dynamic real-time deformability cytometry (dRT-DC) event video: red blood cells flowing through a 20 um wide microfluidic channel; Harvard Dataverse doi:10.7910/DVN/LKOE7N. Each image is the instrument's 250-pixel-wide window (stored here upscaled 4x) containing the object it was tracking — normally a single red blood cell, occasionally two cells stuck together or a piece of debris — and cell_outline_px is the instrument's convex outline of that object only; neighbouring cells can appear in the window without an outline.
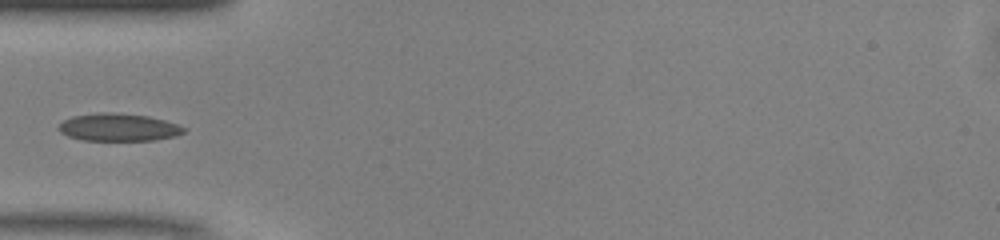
{"species": "common noctule bat (a hibernating species)", "species_latin": "Nyctalus noctula", "temperature_condition": "warm", "stored_images_in_passage": 35, "camera_frame_rate_fps": 3000, "um_per_image_px": 0.085, "animal": {"sex": "male", "body_mass_g": 13.0, "forearm_length_mm": 53.1}, "frame": {"image": 1, "passage_image": 1, "time_ms": 0.0, "image_size_px": [1000, 240], "cell_outline_px": [[188, 128], [184, 132], [176, 136], [156, 140], [80, 140], [68, 136], [60, 132], [56, 128], [64, 120], [72, 116], [96, 112], [112, 112], [148, 116], [164, 120]], "centroid_in_image_um": [10.06, 10.82], "position_along_channel_um": 74.9, "area_um2": 20.29}}
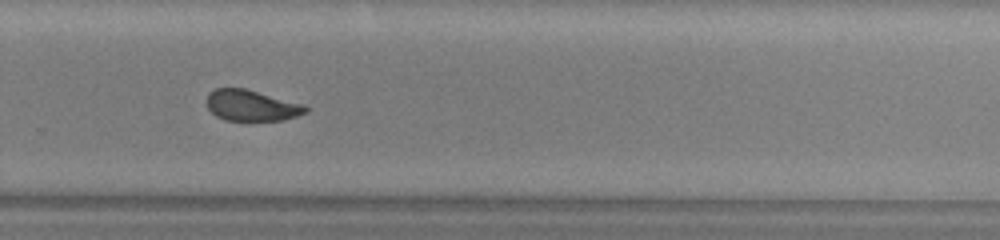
{"frame": {"image": 2, "passage_image": 18, "time_ms": 5.667, "image_size_px": [1000, 240], "cell_outline_px": [[308, 112], [284, 120], [224, 120], [216, 116], [208, 108], [208, 92], [216, 88], [244, 88], [304, 104], [308, 108]], "centroid_in_image_um": [21.39, 8.96], "position_along_channel_um": 308.4, "area_um2": 17.74}}
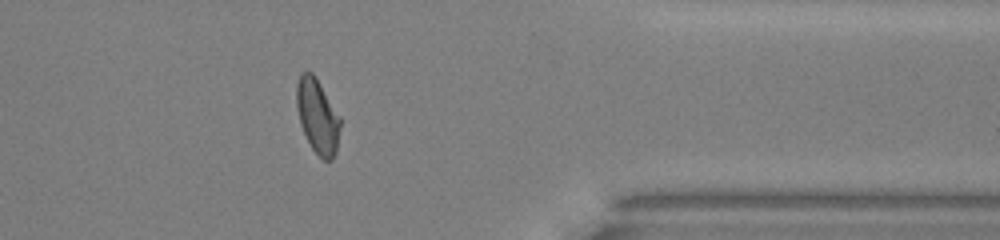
{"frame": {"image": 3, "passage_image": 25, "time_ms": 8.0, "image_size_px": [1000, 240], "cell_outline_px": [[340, 128], [336, 152], [332, 160], [324, 160], [312, 148], [300, 124], [296, 104], [296, 84], [300, 72], [312, 72], [316, 76], [340, 116]], "centroid_in_image_um": [26.98, 9.84], "position_along_channel_um": 384.4, "area_um2": 18.96}}